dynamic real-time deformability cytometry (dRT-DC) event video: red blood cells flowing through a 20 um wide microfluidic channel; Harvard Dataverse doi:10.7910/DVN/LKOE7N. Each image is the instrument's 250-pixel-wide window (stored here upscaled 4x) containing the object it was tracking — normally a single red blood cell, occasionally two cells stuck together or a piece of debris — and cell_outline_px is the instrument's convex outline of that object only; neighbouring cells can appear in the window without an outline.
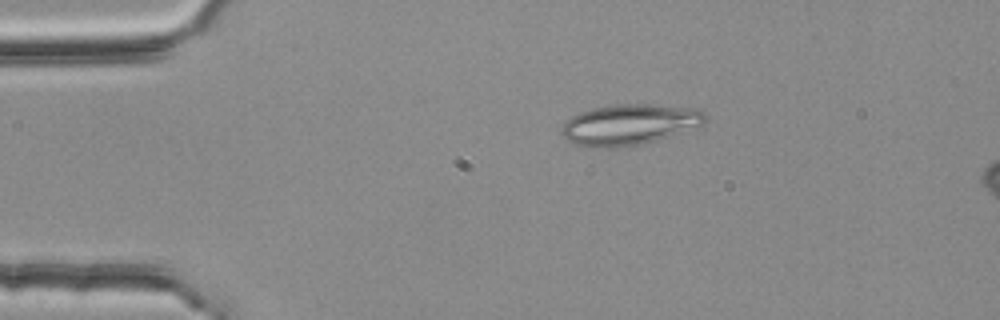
{"species": "common noctule bat (a hibernating species)", "species_latin": "Nyctalus noctula", "temperature_condition": "room temperature", "stored_images_in_passage": 16, "camera_frame_rate_fps": 3000, "um_per_image_px": 0.085, "animal": {"sex": "female", "body_mass_g": 25.1}, "frame": {"image": 1, "passage_image": 1, "time_ms": 0.0, "image_size_px": [1000, 320], "cell_outline_px": [[708, 120], [704, 124], [644, 144], [616, 148], [588, 148], [576, 144], [568, 140], [560, 132], [560, 128], [572, 116], [580, 112], [592, 108], [616, 104], [648, 104], [700, 108], [708, 116]], "centroid_in_image_um": [53.51, 10.59], "position_along_channel_um": 31.5, "area_um2": 34.39}}